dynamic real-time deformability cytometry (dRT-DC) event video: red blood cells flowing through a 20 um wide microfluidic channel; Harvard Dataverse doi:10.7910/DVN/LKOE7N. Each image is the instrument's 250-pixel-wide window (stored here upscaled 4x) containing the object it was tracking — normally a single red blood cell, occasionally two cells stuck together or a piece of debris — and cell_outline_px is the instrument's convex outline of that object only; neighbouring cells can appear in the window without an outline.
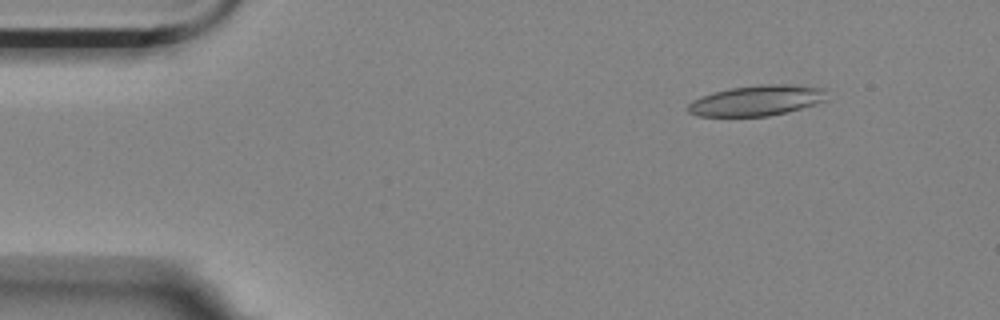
{"species": "Egyptian fruit bat (a non-hibernating species)", "species_latin": "Rousettus aegyptiacus", "temperature_condition": "room temperature", "stored_images_in_passage": 9, "camera_frame_rate_fps": 3000, "um_per_image_px": 0.085, "animal": {"sex": "female"}, "frame": {"image": 1, "passage_image": 1, "time_ms": 0.0, "image_size_px": [1000, 320], "cell_outline_px": [[828, 100], [816, 104], [788, 112], [768, 116], [696, 116], [688, 112], [688, 104], [692, 100], [716, 92], [732, 88], [760, 84], [788, 84], [824, 88]], "centroid_in_image_um": [64.37, 8.55], "position_along_channel_um": 20.6, "area_um2": 24.62}}
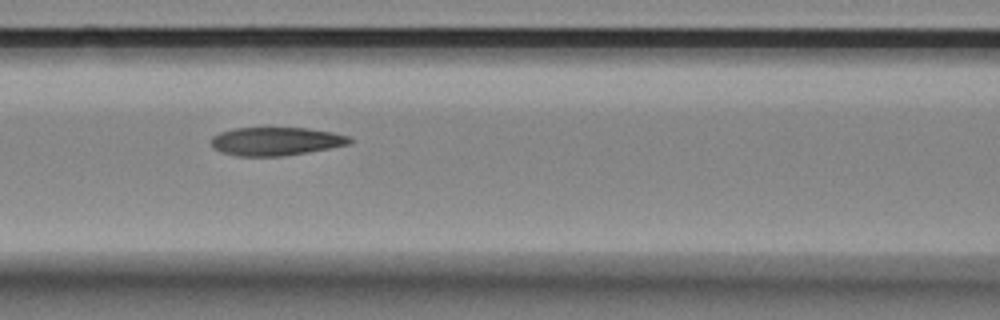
{"frame": {"image": 2, "passage_image": 6, "time_ms": 1.667, "image_size_px": [1000, 320], "cell_outline_px": [[352, 140], [348, 144], [328, 148], [284, 156], [236, 156], [224, 152], [216, 148], [212, 144], [212, 136], [220, 132], [236, 128], [308, 128], [332, 132], [348, 136]], "centroid_in_image_um": [23.45, 12.0], "position_along_channel_um": 143.1, "area_um2": 22.48}}
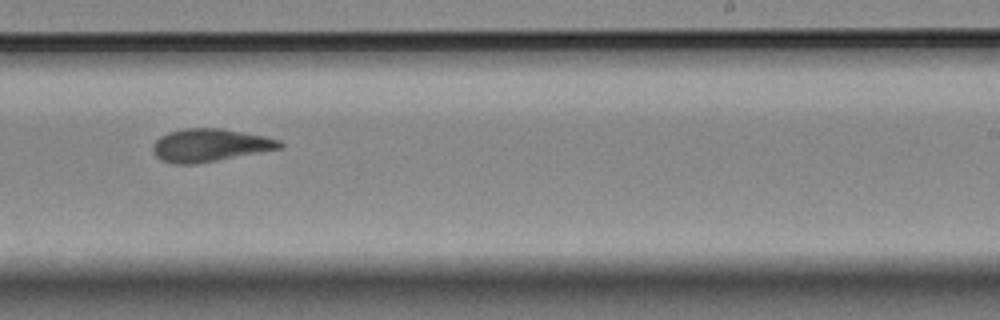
{"frame": {"image": 3, "passage_image": 9, "time_ms": 2.667, "image_size_px": [1000, 320], "cell_outline_px": [[284, 144], [280, 148], [196, 164], [172, 164], [160, 160], [152, 152], [152, 144], [160, 136], [168, 132], [184, 128], [220, 128], [264, 136], [280, 140]], "centroid_in_image_um": [17.77, 12.34], "position_along_channel_um": 271.2, "area_um2": 24.22}}